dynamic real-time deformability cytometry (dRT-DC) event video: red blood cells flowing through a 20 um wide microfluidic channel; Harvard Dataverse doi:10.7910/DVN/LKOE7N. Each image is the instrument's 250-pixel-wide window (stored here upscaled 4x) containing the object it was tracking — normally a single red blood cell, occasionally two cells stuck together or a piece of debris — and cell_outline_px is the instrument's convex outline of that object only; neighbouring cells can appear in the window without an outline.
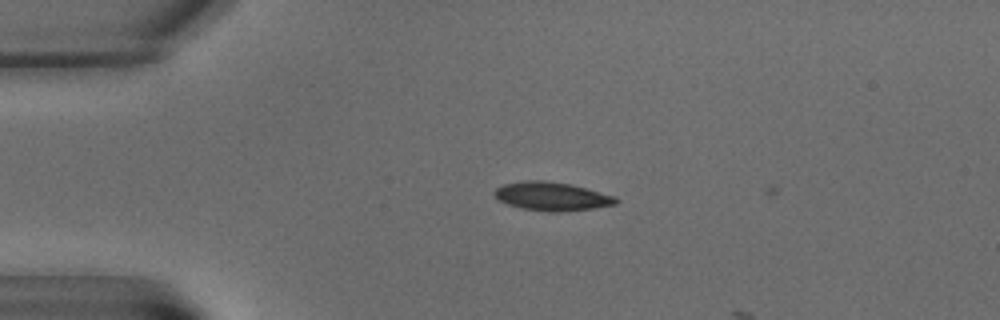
{"species": "common noctule bat (a hibernating species)", "species_latin": "Nyctalus noctula", "temperature_condition": "warm", "stored_images_in_passage": 2, "camera_frame_rate_fps": 3000, "um_per_image_px": 0.085, "animal": {"sex": "male", "body_mass_g": 15.6}, "frame": {"image": 1, "passage_image": 1, "time_ms": 0.0, "image_size_px": [1000, 320], "cell_outline_px": [[620, 200], [616, 204], [592, 208], [556, 212], [548, 212], [520, 208], [508, 204], [500, 200], [492, 192], [496, 188], [504, 184], [524, 180], [544, 180], [572, 184], [616, 196]], "centroid_in_image_um": [46.92, 16.68], "position_along_channel_um": 38.1, "area_um2": 20.29}}